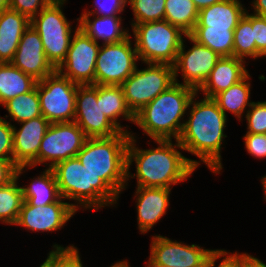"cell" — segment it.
I'll use <instances>...</instances> for the list:
<instances>
[{
	"instance_id": "cell-1",
	"label": "cell",
	"mask_w": 266,
	"mask_h": 267,
	"mask_svg": "<svg viewBox=\"0 0 266 267\" xmlns=\"http://www.w3.org/2000/svg\"><path fill=\"white\" fill-rule=\"evenodd\" d=\"M137 136L130 133L127 147V184L137 178V187L170 188L188 180L198 168V161L182 154L178 140H154L158 147L142 149L137 146ZM135 164V173L130 167Z\"/></svg>"
},
{
	"instance_id": "cell-2",
	"label": "cell",
	"mask_w": 266,
	"mask_h": 267,
	"mask_svg": "<svg viewBox=\"0 0 266 267\" xmlns=\"http://www.w3.org/2000/svg\"><path fill=\"white\" fill-rule=\"evenodd\" d=\"M198 93L192 97L187 111V119L178 139L185 152L199 158L198 167L203 162L213 174H221L222 145L228 118L212 98L199 100ZM198 98V99H197Z\"/></svg>"
},
{
	"instance_id": "cell-3",
	"label": "cell",
	"mask_w": 266,
	"mask_h": 267,
	"mask_svg": "<svg viewBox=\"0 0 266 267\" xmlns=\"http://www.w3.org/2000/svg\"><path fill=\"white\" fill-rule=\"evenodd\" d=\"M196 92L192 87L174 83L135 114L134 124L153 141L178 140Z\"/></svg>"
},
{
	"instance_id": "cell-4",
	"label": "cell",
	"mask_w": 266,
	"mask_h": 267,
	"mask_svg": "<svg viewBox=\"0 0 266 267\" xmlns=\"http://www.w3.org/2000/svg\"><path fill=\"white\" fill-rule=\"evenodd\" d=\"M61 197L74 201L72 206L79 209L98 211L114 207L119 195L100 177L91 174L77 157L57 163L52 168Z\"/></svg>"
},
{
	"instance_id": "cell-5",
	"label": "cell",
	"mask_w": 266,
	"mask_h": 267,
	"mask_svg": "<svg viewBox=\"0 0 266 267\" xmlns=\"http://www.w3.org/2000/svg\"><path fill=\"white\" fill-rule=\"evenodd\" d=\"M129 140L130 133L125 132L111 137L87 138L76 156L91 174L102 178L118 195L126 190Z\"/></svg>"
},
{
	"instance_id": "cell-6",
	"label": "cell",
	"mask_w": 266,
	"mask_h": 267,
	"mask_svg": "<svg viewBox=\"0 0 266 267\" xmlns=\"http://www.w3.org/2000/svg\"><path fill=\"white\" fill-rule=\"evenodd\" d=\"M139 61L173 65L186 34L166 20L135 24L132 28Z\"/></svg>"
},
{
	"instance_id": "cell-7",
	"label": "cell",
	"mask_w": 266,
	"mask_h": 267,
	"mask_svg": "<svg viewBox=\"0 0 266 267\" xmlns=\"http://www.w3.org/2000/svg\"><path fill=\"white\" fill-rule=\"evenodd\" d=\"M66 1H51L30 20V25L39 33L47 60L57 69L65 60L75 29L63 12Z\"/></svg>"
},
{
	"instance_id": "cell-8",
	"label": "cell",
	"mask_w": 266,
	"mask_h": 267,
	"mask_svg": "<svg viewBox=\"0 0 266 267\" xmlns=\"http://www.w3.org/2000/svg\"><path fill=\"white\" fill-rule=\"evenodd\" d=\"M145 68L135 71L122 83L125 102L135 115L145 105L175 83L173 65L144 63Z\"/></svg>"
},
{
	"instance_id": "cell-9",
	"label": "cell",
	"mask_w": 266,
	"mask_h": 267,
	"mask_svg": "<svg viewBox=\"0 0 266 267\" xmlns=\"http://www.w3.org/2000/svg\"><path fill=\"white\" fill-rule=\"evenodd\" d=\"M77 87L57 70L37 81L42 116L50 123L74 122Z\"/></svg>"
},
{
	"instance_id": "cell-10",
	"label": "cell",
	"mask_w": 266,
	"mask_h": 267,
	"mask_svg": "<svg viewBox=\"0 0 266 267\" xmlns=\"http://www.w3.org/2000/svg\"><path fill=\"white\" fill-rule=\"evenodd\" d=\"M131 36L118 43L101 44L95 68L96 85L121 86L135 71L139 59Z\"/></svg>"
},
{
	"instance_id": "cell-11",
	"label": "cell",
	"mask_w": 266,
	"mask_h": 267,
	"mask_svg": "<svg viewBox=\"0 0 266 267\" xmlns=\"http://www.w3.org/2000/svg\"><path fill=\"white\" fill-rule=\"evenodd\" d=\"M87 137L76 122L51 123L38 152V165L53 168L57 163L74 158Z\"/></svg>"
},
{
	"instance_id": "cell-12",
	"label": "cell",
	"mask_w": 266,
	"mask_h": 267,
	"mask_svg": "<svg viewBox=\"0 0 266 267\" xmlns=\"http://www.w3.org/2000/svg\"><path fill=\"white\" fill-rule=\"evenodd\" d=\"M186 39H189L188 41L193 45L188 50L185 49L187 45L184 44ZM220 58L216 52L186 35L173 64L175 83L192 87L197 91L209 77ZM179 74L183 78L181 83L178 80Z\"/></svg>"
},
{
	"instance_id": "cell-13",
	"label": "cell",
	"mask_w": 266,
	"mask_h": 267,
	"mask_svg": "<svg viewBox=\"0 0 266 267\" xmlns=\"http://www.w3.org/2000/svg\"><path fill=\"white\" fill-rule=\"evenodd\" d=\"M101 44L78 29L71 40L65 60L56 69L78 85L95 84V68Z\"/></svg>"
},
{
	"instance_id": "cell-14",
	"label": "cell",
	"mask_w": 266,
	"mask_h": 267,
	"mask_svg": "<svg viewBox=\"0 0 266 267\" xmlns=\"http://www.w3.org/2000/svg\"><path fill=\"white\" fill-rule=\"evenodd\" d=\"M216 249H205L199 244H185L162 235H153L149 260L153 264L169 267H205L207 259Z\"/></svg>"
},
{
	"instance_id": "cell-15",
	"label": "cell",
	"mask_w": 266,
	"mask_h": 267,
	"mask_svg": "<svg viewBox=\"0 0 266 267\" xmlns=\"http://www.w3.org/2000/svg\"><path fill=\"white\" fill-rule=\"evenodd\" d=\"M98 85H78L74 122L87 138L111 137L121 131L106 118L100 108Z\"/></svg>"
},
{
	"instance_id": "cell-16",
	"label": "cell",
	"mask_w": 266,
	"mask_h": 267,
	"mask_svg": "<svg viewBox=\"0 0 266 267\" xmlns=\"http://www.w3.org/2000/svg\"><path fill=\"white\" fill-rule=\"evenodd\" d=\"M65 201L61 197L57 202L45 206H33L23 201L14 226L24 227L28 232H56L77 213L72 203Z\"/></svg>"
},
{
	"instance_id": "cell-17",
	"label": "cell",
	"mask_w": 266,
	"mask_h": 267,
	"mask_svg": "<svg viewBox=\"0 0 266 267\" xmlns=\"http://www.w3.org/2000/svg\"><path fill=\"white\" fill-rule=\"evenodd\" d=\"M20 128L13 126V154L17 166L38 165V152L41 141L51 123L43 116L18 123Z\"/></svg>"
},
{
	"instance_id": "cell-18",
	"label": "cell",
	"mask_w": 266,
	"mask_h": 267,
	"mask_svg": "<svg viewBox=\"0 0 266 267\" xmlns=\"http://www.w3.org/2000/svg\"><path fill=\"white\" fill-rule=\"evenodd\" d=\"M10 63L36 81L44 79L56 70L46 58L39 33L31 25L23 33Z\"/></svg>"
},
{
	"instance_id": "cell-19",
	"label": "cell",
	"mask_w": 266,
	"mask_h": 267,
	"mask_svg": "<svg viewBox=\"0 0 266 267\" xmlns=\"http://www.w3.org/2000/svg\"><path fill=\"white\" fill-rule=\"evenodd\" d=\"M134 198L137 212V225L141 234L148 233L170 206V188L135 187Z\"/></svg>"
},
{
	"instance_id": "cell-20",
	"label": "cell",
	"mask_w": 266,
	"mask_h": 267,
	"mask_svg": "<svg viewBox=\"0 0 266 267\" xmlns=\"http://www.w3.org/2000/svg\"><path fill=\"white\" fill-rule=\"evenodd\" d=\"M246 63L245 60L234 56L221 57L197 93L202 92L203 97L213 98L221 91L229 89L249 73Z\"/></svg>"
},
{
	"instance_id": "cell-21",
	"label": "cell",
	"mask_w": 266,
	"mask_h": 267,
	"mask_svg": "<svg viewBox=\"0 0 266 267\" xmlns=\"http://www.w3.org/2000/svg\"><path fill=\"white\" fill-rule=\"evenodd\" d=\"M93 17V18H92ZM122 16L81 15L78 17L79 29L92 38L97 44L118 43L131 35L125 29Z\"/></svg>"
},
{
	"instance_id": "cell-22",
	"label": "cell",
	"mask_w": 266,
	"mask_h": 267,
	"mask_svg": "<svg viewBox=\"0 0 266 267\" xmlns=\"http://www.w3.org/2000/svg\"><path fill=\"white\" fill-rule=\"evenodd\" d=\"M30 19L10 8L0 11V63H10Z\"/></svg>"
},
{
	"instance_id": "cell-23",
	"label": "cell",
	"mask_w": 266,
	"mask_h": 267,
	"mask_svg": "<svg viewBox=\"0 0 266 267\" xmlns=\"http://www.w3.org/2000/svg\"><path fill=\"white\" fill-rule=\"evenodd\" d=\"M240 0H223L199 11L195 26L208 29H235L247 11Z\"/></svg>"
},
{
	"instance_id": "cell-24",
	"label": "cell",
	"mask_w": 266,
	"mask_h": 267,
	"mask_svg": "<svg viewBox=\"0 0 266 267\" xmlns=\"http://www.w3.org/2000/svg\"><path fill=\"white\" fill-rule=\"evenodd\" d=\"M102 113L110 120L121 132L131 133L129 126L121 125L122 120L135 123V115L128 108L122 86L98 85V98Z\"/></svg>"
},
{
	"instance_id": "cell-25",
	"label": "cell",
	"mask_w": 266,
	"mask_h": 267,
	"mask_svg": "<svg viewBox=\"0 0 266 267\" xmlns=\"http://www.w3.org/2000/svg\"><path fill=\"white\" fill-rule=\"evenodd\" d=\"M250 78L251 75L248 73L242 80L212 98L227 117L228 112H230L239 122L253 102L250 99L252 88Z\"/></svg>"
},
{
	"instance_id": "cell-26",
	"label": "cell",
	"mask_w": 266,
	"mask_h": 267,
	"mask_svg": "<svg viewBox=\"0 0 266 267\" xmlns=\"http://www.w3.org/2000/svg\"><path fill=\"white\" fill-rule=\"evenodd\" d=\"M43 170L39 176L31 179L29 185L21 186L23 200L33 206H45L61 198L52 168Z\"/></svg>"
},
{
	"instance_id": "cell-27",
	"label": "cell",
	"mask_w": 266,
	"mask_h": 267,
	"mask_svg": "<svg viewBox=\"0 0 266 267\" xmlns=\"http://www.w3.org/2000/svg\"><path fill=\"white\" fill-rule=\"evenodd\" d=\"M37 81L11 63H0V105L31 91Z\"/></svg>"
},
{
	"instance_id": "cell-28",
	"label": "cell",
	"mask_w": 266,
	"mask_h": 267,
	"mask_svg": "<svg viewBox=\"0 0 266 267\" xmlns=\"http://www.w3.org/2000/svg\"><path fill=\"white\" fill-rule=\"evenodd\" d=\"M31 166H18L16 178L5 186L0 187V222L1 224L14 225L18 219L23 203L22 188L18 182L21 175Z\"/></svg>"
},
{
	"instance_id": "cell-29",
	"label": "cell",
	"mask_w": 266,
	"mask_h": 267,
	"mask_svg": "<svg viewBox=\"0 0 266 267\" xmlns=\"http://www.w3.org/2000/svg\"><path fill=\"white\" fill-rule=\"evenodd\" d=\"M189 36L220 57L233 56L234 29H208V26H195Z\"/></svg>"
},
{
	"instance_id": "cell-30",
	"label": "cell",
	"mask_w": 266,
	"mask_h": 267,
	"mask_svg": "<svg viewBox=\"0 0 266 267\" xmlns=\"http://www.w3.org/2000/svg\"><path fill=\"white\" fill-rule=\"evenodd\" d=\"M2 106L9 114L4 117L6 119L10 117L9 120L7 119L10 124H12V122H17L16 124H18L42 116L40 99L36 86L31 91L10 99Z\"/></svg>"
},
{
	"instance_id": "cell-31",
	"label": "cell",
	"mask_w": 266,
	"mask_h": 267,
	"mask_svg": "<svg viewBox=\"0 0 266 267\" xmlns=\"http://www.w3.org/2000/svg\"><path fill=\"white\" fill-rule=\"evenodd\" d=\"M199 10L192 0H166L165 18L173 26L189 35L198 21Z\"/></svg>"
},
{
	"instance_id": "cell-32",
	"label": "cell",
	"mask_w": 266,
	"mask_h": 267,
	"mask_svg": "<svg viewBox=\"0 0 266 267\" xmlns=\"http://www.w3.org/2000/svg\"><path fill=\"white\" fill-rule=\"evenodd\" d=\"M233 56L257 60V49L252 29V13L247 10L234 29Z\"/></svg>"
},
{
	"instance_id": "cell-33",
	"label": "cell",
	"mask_w": 266,
	"mask_h": 267,
	"mask_svg": "<svg viewBox=\"0 0 266 267\" xmlns=\"http://www.w3.org/2000/svg\"><path fill=\"white\" fill-rule=\"evenodd\" d=\"M166 0H127L134 18L131 21V28L135 24L145 22L160 21L165 18Z\"/></svg>"
},
{
	"instance_id": "cell-34",
	"label": "cell",
	"mask_w": 266,
	"mask_h": 267,
	"mask_svg": "<svg viewBox=\"0 0 266 267\" xmlns=\"http://www.w3.org/2000/svg\"><path fill=\"white\" fill-rule=\"evenodd\" d=\"M50 251V267H84L77 247L53 244Z\"/></svg>"
},
{
	"instance_id": "cell-35",
	"label": "cell",
	"mask_w": 266,
	"mask_h": 267,
	"mask_svg": "<svg viewBox=\"0 0 266 267\" xmlns=\"http://www.w3.org/2000/svg\"><path fill=\"white\" fill-rule=\"evenodd\" d=\"M244 116L247 122L246 133L266 134V101H253Z\"/></svg>"
},
{
	"instance_id": "cell-36",
	"label": "cell",
	"mask_w": 266,
	"mask_h": 267,
	"mask_svg": "<svg viewBox=\"0 0 266 267\" xmlns=\"http://www.w3.org/2000/svg\"><path fill=\"white\" fill-rule=\"evenodd\" d=\"M127 0H94L93 10L84 9L81 15L121 16Z\"/></svg>"
},
{
	"instance_id": "cell-37",
	"label": "cell",
	"mask_w": 266,
	"mask_h": 267,
	"mask_svg": "<svg viewBox=\"0 0 266 267\" xmlns=\"http://www.w3.org/2000/svg\"><path fill=\"white\" fill-rule=\"evenodd\" d=\"M218 259H221V261L217 266ZM205 267H243V253L239 254L237 251L232 253L225 249H216L207 259Z\"/></svg>"
},
{
	"instance_id": "cell-38",
	"label": "cell",
	"mask_w": 266,
	"mask_h": 267,
	"mask_svg": "<svg viewBox=\"0 0 266 267\" xmlns=\"http://www.w3.org/2000/svg\"><path fill=\"white\" fill-rule=\"evenodd\" d=\"M0 116V159L14 160L13 126Z\"/></svg>"
},
{
	"instance_id": "cell-39",
	"label": "cell",
	"mask_w": 266,
	"mask_h": 267,
	"mask_svg": "<svg viewBox=\"0 0 266 267\" xmlns=\"http://www.w3.org/2000/svg\"><path fill=\"white\" fill-rule=\"evenodd\" d=\"M244 147L255 159L266 158V134L263 133H245L243 136Z\"/></svg>"
},
{
	"instance_id": "cell-40",
	"label": "cell",
	"mask_w": 266,
	"mask_h": 267,
	"mask_svg": "<svg viewBox=\"0 0 266 267\" xmlns=\"http://www.w3.org/2000/svg\"><path fill=\"white\" fill-rule=\"evenodd\" d=\"M52 0H10L9 8L25 15L30 20Z\"/></svg>"
},
{
	"instance_id": "cell-41",
	"label": "cell",
	"mask_w": 266,
	"mask_h": 267,
	"mask_svg": "<svg viewBox=\"0 0 266 267\" xmlns=\"http://www.w3.org/2000/svg\"><path fill=\"white\" fill-rule=\"evenodd\" d=\"M252 29L258 58H266V18L252 14Z\"/></svg>"
},
{
	"instance_id": "cell-42",
	"label": "cell",
	"mask_w": 266,
	"mask_h": 267,
	"mask_svg": "<svg viewBox=\"0 0 266 267\" xmlns=\"http://www.w3.org/2000/svg\"><path fill=\"white\" fill-rule=\"evenodd\" d=\"M17 167L14 160L0 159V187L7 185L16 178Z\"/></svg>"
},
{
	"instance_id": "cell-43",
	"label": "cell",
	"mask_w": 266,
	"mask_h": 267,
	"mask_svg": "<svg viewBox=\"0 0 266 267\" xmlns=\"http://www.w3.org/2000/svg\"><path fill=\"white\" fill-rule=\"evenodd\" d=\"M243 267H266V263L247 252H243Z\"/></svg>"
},
{
	"instance_id": "cell-44",
	"label": "cell",
	"mask_w": 266,
	"mask_h": 267,
	"mask_svg": "<svg viewBox=\"0 0 266 267\" xmlns=\"http://www.w3.org/2000/svg\"><path fill=\"white\" fill-rule=\"evenodd\" d=\"M251 2L252 14L266 18V0H252Z\"/></svg>"
},
{
	"instance_id": "cell-45",
	"label": "cell",
	"mask_w": 266,
	"mask_h": 267,
	"mask_svg": "<svg viewBox=\"0 0 266 267\" xmlns=\"http://www.w3.org/2000/svg\"><path fill=\"white\" fill-rule=\"evenodd\" d=\"M192 1L196 5L197 9L200 11L204 8H207L208 6L219 3L223 0H192Z\"/></svg>"
},
{
	"instance_id": "cell-46",
	"label": "cell",
	"mask_w": 266,
	"mask_h": 267,
	"mask_svg": "<svg viewBox=\"0 0 266 267\" xmlns=\"http://www.w3.org/2000/svg\"><path fill=\"white\" fill-rule=\"evenodd\" d=\"M110 267H131L129 262L125 259L122 261H117L115 264L111 265Z\"/></svg>"
},
{
	"instance_id": "cell-47",
	"label": "cell",
	"mask_w": 266,
	"mask_h": 267,
	"mask_svg": "<svg viewBox=\"0 0 266 267\" xmlns=\"http://www.w3.org/2000/svg\"><path fill=\"white\" fill-rule=\"evenodd\" d=\"M10 5V0H0V11L8 9Z\"/></svg>"
},
{
	"instance_id": "cell-48",
	"label": "cell",
	"mask_w": 266,
	"mask_h": 267,
	"mask_svg": "<svg viewBox=\"0 0 266 267\" xmlns=\"http://www.w3.org/2000/svg\"><path fill=\"white\" fill-rule=\"evenodd\" d=\"M261 185L264 190V200H266V174L261 177Z\"/></svg>"
},
{
	"instance_id": "cell-49",
	"label": "cell",
	"mask_w": 266,
	"mask_h": 267,
	"mask_svg": "<svg viewBox=\"0 0 266 267\" xmlns=\"http://www.w3.org/2000/svg\"><path fill=\"white\" fill-rule=\"evenodd\" d=\"M39 267H50V251L47 254V258L45 259V261L41 263Z\"/></svg>"
},
{
	"instance_id": "cell-50",
	"label": "cell",
	"mask_w": 266,
	"mask_h": 267,
	"mask_svg": "<svg viewBox=\"0 0 266 267\" xmlns=\"http://www.w3.org/2000/svg\"><path fill=\"white\" fill-rule=\"evenodd\" d=\"M145 267H169V266L153 264V263L148 259V261L146 262V266H145Z\"/></svg>"
},
{
	"instance_id": "cell-51",
	"label": "cell",
	"mask_w": 266,
	"mask_h": 267,
	"mask_svg": "<svg viewBox=\"0 0 266 267\" xmlns=\"http://www.w3.org/2000/svg\"><path fill=\"white\" fill-rule=\"evenodd\" d=\"M52 1H66L67 2L68 0H52Z\"/></svg>"
}]
</instances>
